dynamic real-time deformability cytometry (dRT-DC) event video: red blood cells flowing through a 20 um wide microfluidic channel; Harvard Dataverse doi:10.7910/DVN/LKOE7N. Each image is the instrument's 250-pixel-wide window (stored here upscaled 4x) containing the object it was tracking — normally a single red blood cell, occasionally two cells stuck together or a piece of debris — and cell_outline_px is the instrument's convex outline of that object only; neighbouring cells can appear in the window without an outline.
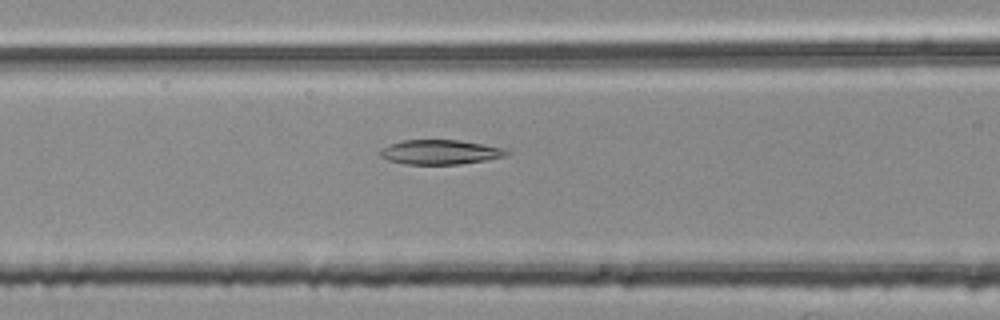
{"species": "common noctule bat (a hibernating species)", "species_latin": "Nyctalus noctula", "temperature_condition": "room temperature", "stored_images_in_passage": 54, "segment_of_instrument_passage": [2, 2], "camera_frame_rate_fps": 3000, "um_per_image_px": 0.085, "animal": {"sex": "female", "body_mass_g": 25.1}, "frame": {"image": 1, "passage_image": 22, "time_ms": 7.0, "image_size_px": [1000, 320], "cell_outline_px": [[512, 152], [504, 156], [484, 160], [460, 164], [404, 164], [388, 160], [380, 156], [376, 152], [380, 148], [388, 144], [400, 140], [460, 140], [484, 144], [504, 148]], "centroid_in_image_um": [37.35, 12.92], "position_along_channel_um": 129.3, "area_um2": 18.32}}
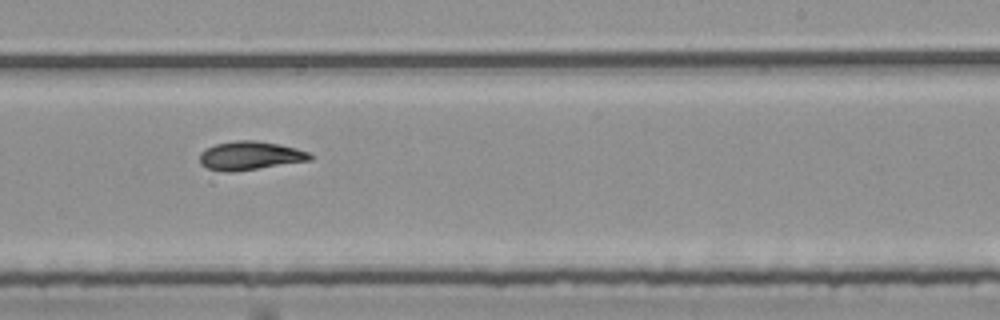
{"frame": {"image": 2, "passage_image": 33, "time_ms": 10.667, "image_size_px": [1000, 320], "cell_outline_px": [[316, 156], [312, 160], [232, 172], [224, 172], [208, 168], [200, 164], [200, 152], [204, 148], [216, 144], [236, 140], [256, 140], [280, 144], [296, 148], [308, 152]], "centroid_in_image_um": [21.27, 13.22], "position_along_channel_um": 267.7, "area_um2": 18.55}}
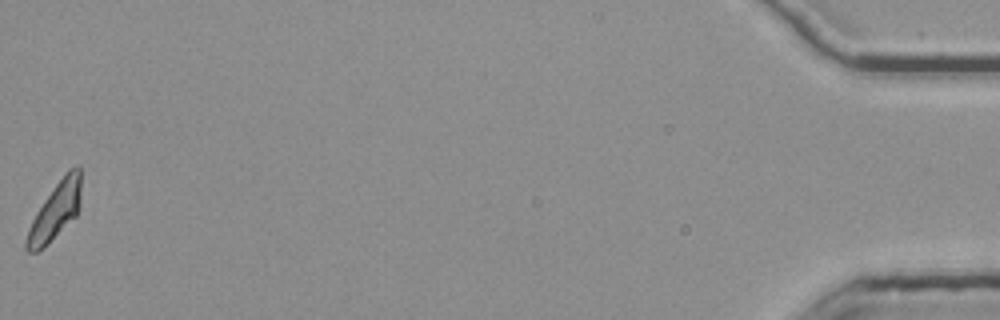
{"frame": {"image": 3, "passage_image": 54, "time_ms": 17.667, "image_size_px": [1000, 320], "cell_outline_px": [[80, 208], [76, 216], [36, 252], [28, 252], [24, 248], [24, 244], [28, 228], [36, 212], [44, 200], [68, 168], [76, 164], [80, 164]], "centroid_in_image_um": [4.71, 17.88], "position_along_channel_um": 430.5, "area_um2": 17.86}}